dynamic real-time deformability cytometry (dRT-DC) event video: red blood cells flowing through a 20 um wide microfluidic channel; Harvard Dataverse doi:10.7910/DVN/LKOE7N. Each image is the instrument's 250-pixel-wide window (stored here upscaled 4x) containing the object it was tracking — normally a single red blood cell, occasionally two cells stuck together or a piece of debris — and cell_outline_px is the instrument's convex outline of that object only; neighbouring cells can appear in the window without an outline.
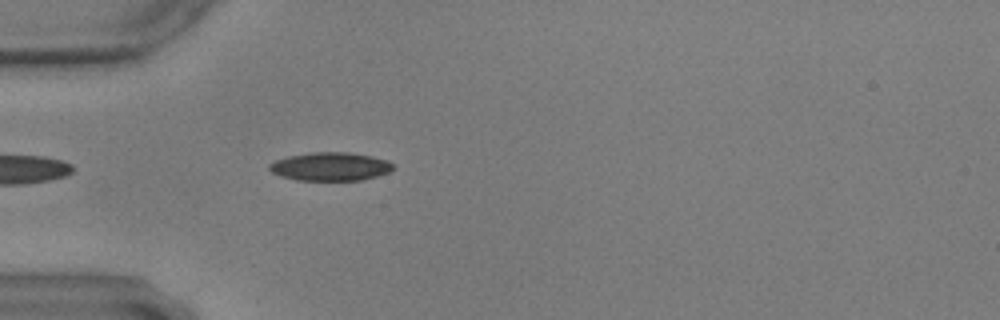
{"species": "common noctule bat (a hibernating species)", "species_latin": "Nyctalus noctula", "temperature_condition": "warm", "stored_images_in_passage": 46, "camera_frame_rate_fps": 3000, "um_per_image_px": 0.085, "animal": {"sex": "male", "body_mass_g": 17.9, "forearm_length_mm": 54.2}, "frame": {"image": 1, "passage_image": 5, "time_ms": 1.333, "image_size_px": [1000, 320], "cell_outline_px": [[392, 168], [388, 172], [376, 176], [360, 180], [296, 180], [280, 176], [272, 172], [268, 168], [268, 164], [276, 160], [288, 156], [312, 152], [348, 152], [372, 156], [388, 160], [392, 164]], "centroid_in_image_um": [28.04, 14.15], "position_along_channel_um": 57.0, "area_um2": 20.4}}
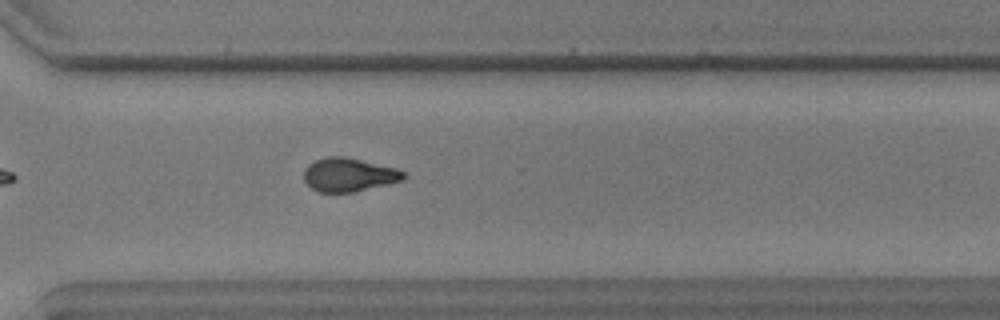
{"frame": {"image": 2, "passage_image": 30, "time_ms": 9.667, "image_size_px": [1000, 320], "cell_outline_px": [[408, 172], [400, 180], [356, 192], [320, 192], [312, 188], [304, 180], [304, 168], [308, 164], [316, 160], [328, 156], [344, 156], [396, 168]], "centroid_in_image_um": [29.63, 14.85], "position_along_channel_um": 341.0, "area_um2": 19.36}}
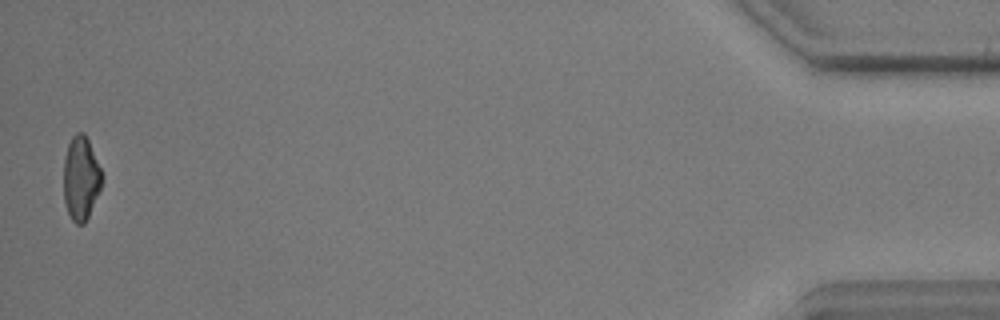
{"frame": {"image": 3, "passage_image": 45, "time_ms": 14.667, "image_size_px": [1000, 320], "cell_outline_px": [[104, 176], [100, 188], [88, 216], [84, 224], [76, 224], [72, 220], [68, 212], [64, 200], [64, 156], [68, 144], [72, 136], [76, 132], [84, 132], [88, 140]], "centroid_in_image_um": [6.87, 15.12], "position_along_channel_um": 428.3, "area_um2": 18.61}}